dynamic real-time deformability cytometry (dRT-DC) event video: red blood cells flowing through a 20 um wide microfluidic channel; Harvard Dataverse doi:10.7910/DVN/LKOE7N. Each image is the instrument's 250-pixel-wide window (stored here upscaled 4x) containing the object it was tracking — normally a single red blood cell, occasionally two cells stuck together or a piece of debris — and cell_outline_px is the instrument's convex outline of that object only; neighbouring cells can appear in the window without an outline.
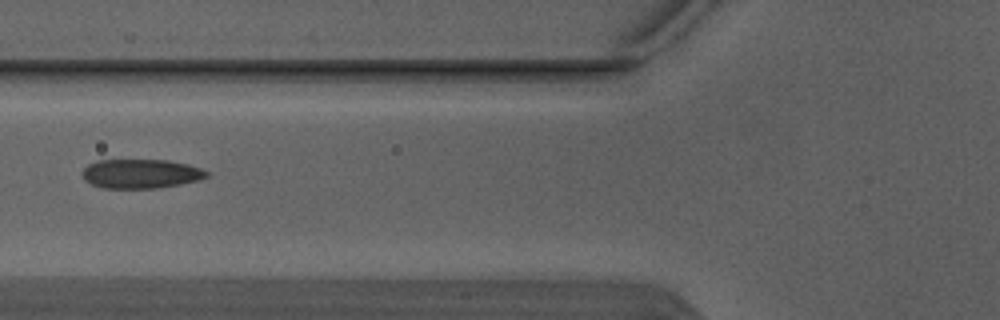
{"species": "Egyptian fruit bat (a non-hibernating species)", "species_latin": "Rousettus aegyptiacus", "temperature_condition": "warm", "stored_images_in_passage": 4, "camera_frame_rate_fps": 3000, "um_per_image_px": 0.085, "animal": {"sex": "male"}, "frame": {"image": 1, "passage_image": 4, "time_ms": 1.0, "image_size_px": [1000, 320], "cell_outline_px": [[208, 176], [200, 180], [180, 184], [156, 188], [104, 188], [92, 184], [84, 180], [80, 172], [88, 164], [96, 160], [168, 160], [188, 164], [200, 168], [208, 172]], "centroid_in_image_um": [11.95, 14.76], "position_along_channel_um": 113.9, "area_um2": 21.27}}